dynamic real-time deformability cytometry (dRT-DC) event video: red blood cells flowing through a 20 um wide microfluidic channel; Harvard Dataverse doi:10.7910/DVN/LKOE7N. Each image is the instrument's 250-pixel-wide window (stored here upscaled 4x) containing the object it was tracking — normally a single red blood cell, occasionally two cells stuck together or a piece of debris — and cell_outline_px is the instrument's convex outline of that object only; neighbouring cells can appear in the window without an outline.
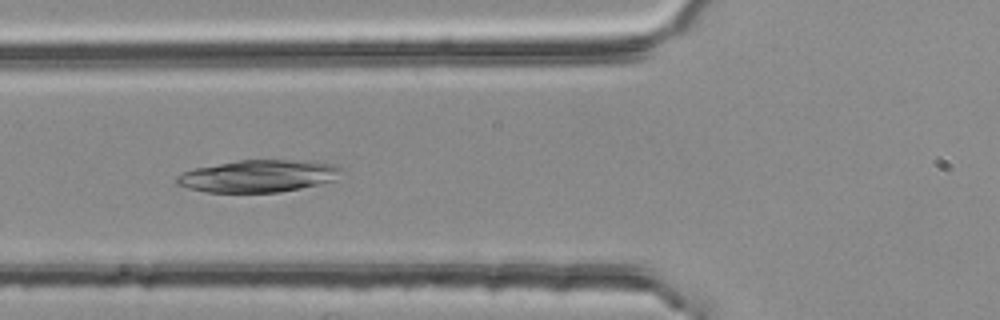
{"species": "common noctule bat (a hibernating species)", "species_latin": "Nyctalus noctula", "temperature_condition": "room temperature", "stored_images_in_passage": 42, "camera_frame_rate_fps": 3000, "um_per_image_px": 0.085, "animal": {"sex": "female", "body_mass_g": 25.1}, "frame": {"image": 1, "passage_image": 12, "time_ms": 3.667, "image_size_px": [1000, 320], "cell_outline_px": [[344, 168], [336, 180], [320, 184], [280, 192], [204, 192], [188, 188], [176, 184], [176, 176], [192, 168], [236, 160], [292, 160], [332, 164]], "centroid_in_image_um": [21.93, 14.96], "position_along_channel_um": 103.9, "area_um2": 30.98}}
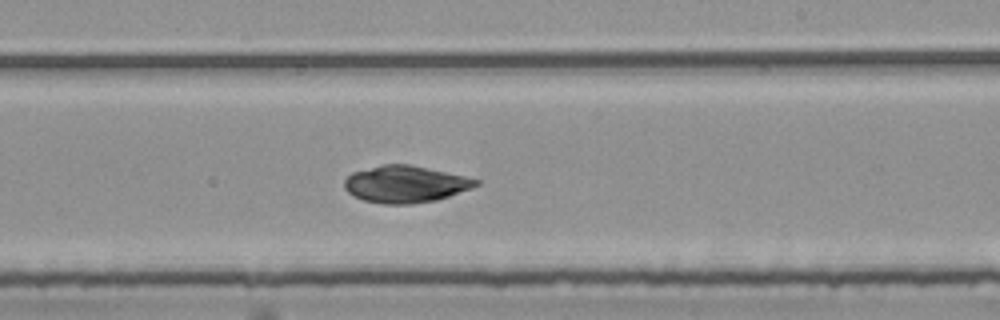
{"frame": {"image": 2, "passage_image": 24, "time_ms": 7.667, "image_size_px": [1000, 320], "cell_outline_px": [[480, 184], [472, 188], [436, 200], [412, 204], [384, 204], [364, 200], [352, 196], [344, 188], [344, 180], [352, 172], [380, 164], [408, 164], [464, 176], [480, 180]], "centroid_in_image_um": [34.42, 15.65], "position_along_channel_um": 254.6, "area_um2": 28.26}}
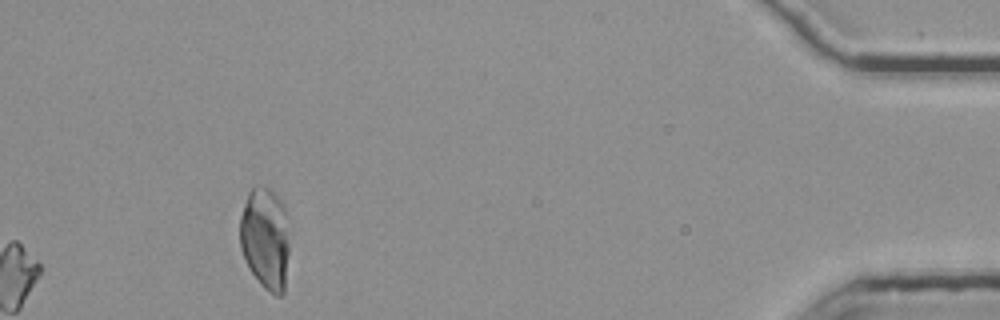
{"frame": {"image": 3, "passage_image": 42, "time_ms": 13.667, "image_size_px": [1000, 320], "cell_outline_px": [[288, 252], [284, 292], [280, 296], [276, 296], [264, 288], [260, 284], [248, 268], [244, 260], [240, 248], [240, 216], [248, 192], [256, 184], [260, 184], [268, 188], [280, 200], [284, 208], [288, 244]], "centroid_in_image_um": [22.51, 20.28], "position_along_channel_um": 412.7, "area_um2": 29.42}, "authors_computed_cell_mechanics": {"area_um2": 28.7555, "velocity_mm_per_s": 3.7574, "shape_relaxation_time_tau1_ms": null, "shape_relaxation_time_tau2_ms": 4.2833, "deformation_change_tau1": null, "deformation_change_tau2": 0.0336}}